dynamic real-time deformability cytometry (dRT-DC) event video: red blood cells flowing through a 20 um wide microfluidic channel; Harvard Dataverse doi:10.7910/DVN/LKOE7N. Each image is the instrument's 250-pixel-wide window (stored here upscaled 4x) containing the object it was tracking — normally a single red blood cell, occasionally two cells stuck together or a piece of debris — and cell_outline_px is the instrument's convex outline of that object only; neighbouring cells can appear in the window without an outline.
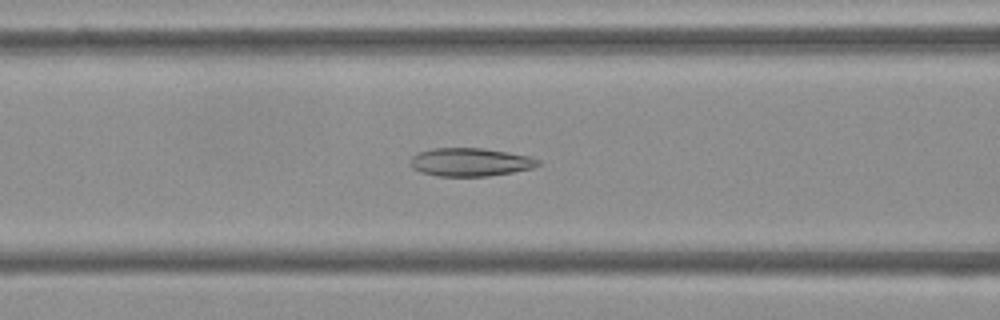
{"species": "Egyptian fruit bat (a non-hibernating species)", "species_latin": "Rousettus aegyptiacus", "temperature_condition": "cold", "stored_images_in_passage": 52, "camera_frame_rate_fps": 3000, "um_per_image_px": 0.085, "frame": {"image": 1, "passage_image": 20, "time_ms": 6.333, "image_size_px": [1000, 320], "cell_outline_px": [[540, 164], [532, 168], [512, 172], [488, 176], [436, 176], [420, 172], [412, 168], [412, 156], [416, 152], [432, 148], [484, 148], [532, 156], [540, 160]], "centroid_in_image_um": [39.98, 13.77], "position_along_channel_um": 126.6, "area_um2": 21.15}}
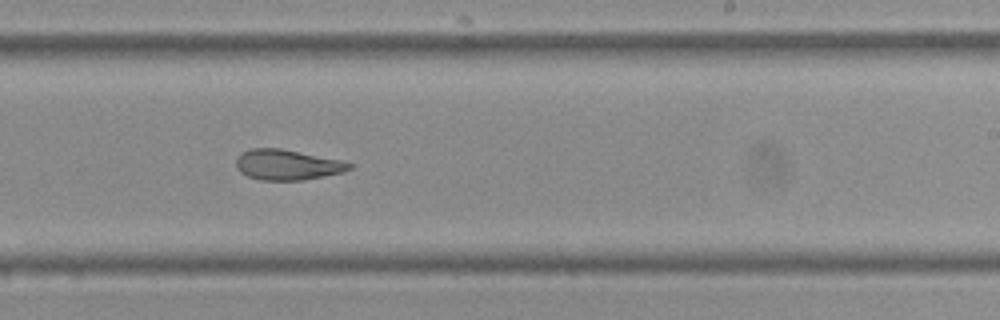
{"frame": {"image": 2, "passage_image": 31, "time_ms": 10.0, "image_size_px": [1000, 320], "cell_outline_px": [[352, 168], [340, 172], [324, 176], [304, 180], [260, 180], [248, 176], [240, 172], [236, 168], [236, 156], [240, 152], [252, 148], [280, 148], [340, 160], [352, 164]], "centroid_in_image_um": [24.35, 14.0], "position_along_channel_um": 264.7, "area_um2": 20.0}}
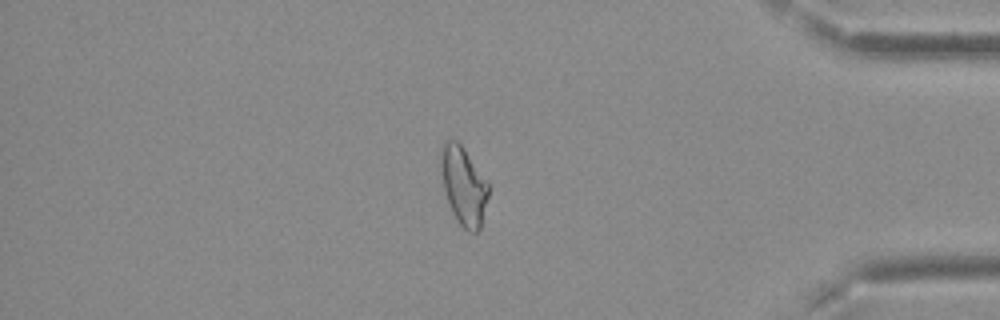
{"frame": {"image": 3, "passage_image": 44, "time_ms": 14.333, "image_size_px": [1000, 320], "cell_outline_px": [[488, 196], [480, 228], [476, 232], [468, 232], [460, 224], [448, 200], [444, 188], [440, 164], [440, 148], [448, 140], [456, 140], [460, 144], [488, 184]], "centroid_in_image_um": [39.39, 15.79], "position_along_channel_um": 395.8, "area_um2": 20.87}, "authors_computed_cell_mechanics": {"area_um2": 22.0218, "velocity_mm_per_s": 3.7686, "shape_relaxation_time_tau1_ms": null, "shape_relaxation_time_tau2_ms": 2.7037, "deformation_change_tau1": null, "deformation_change_tau2": 0.0904}}